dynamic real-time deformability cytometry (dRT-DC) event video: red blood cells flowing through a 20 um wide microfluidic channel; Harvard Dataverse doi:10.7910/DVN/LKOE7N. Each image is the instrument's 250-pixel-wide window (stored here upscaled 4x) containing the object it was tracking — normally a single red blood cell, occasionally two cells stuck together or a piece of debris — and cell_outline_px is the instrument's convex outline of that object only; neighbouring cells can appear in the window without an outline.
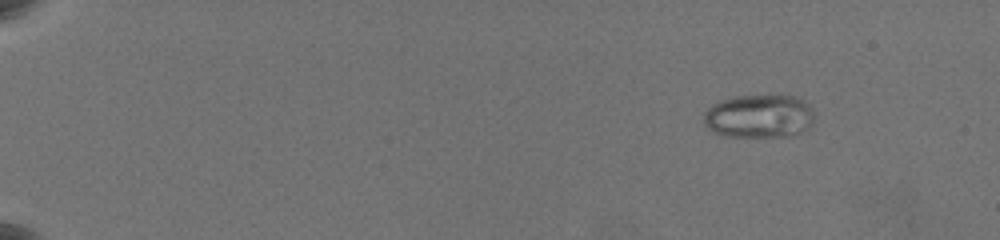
{"species": "common noctule bat (a hibernating species)", "species_latin": "Nyctalus noctula", "temperature_condition": "warm", "stored_images_in_passage": 29, "camera_frame_rate_fps": 3000, "um_per_image_px": 0.085, "animal": {"sex": "female", "body_mass_g": 19.5, "forearm_length_mm": 54.1}, "frame": {"image": 1, "passage_image": 1, "time_ms": 0.0, "image_size_px": [1000, 240], "cell_outline_px": [[812, 120], [800, 132], [784, 136], [732, 136], [716, 132], [708, 128], [704, 124], [704, 112], [712, 104], [720, 100], [736, 96], [792, 96], [808, 104], [812, 108]], "centroid_in_image_um": [64.46, 9.86], "position_along_channel_um": 20.5, "area_um2": 27.22}}
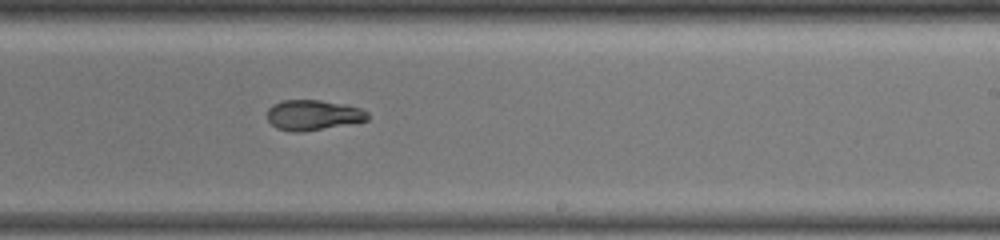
{"frame": {"image": 2, "passage_image": 18, "time_ms": 11.0, "image_size_px": [1000, 240], "cell_outline_px": [[368, 120], [304, 132], [292, 132], [276, 128], [268, 120], [268, 108], [272, 104], [284, 100], [320, 100], [348, 104], [360, 108], [368, 112]], "centroid_in_image_um": [26.61, 9.77], "position_along_channel_um": 262.4, "area_um2": 17.8}}
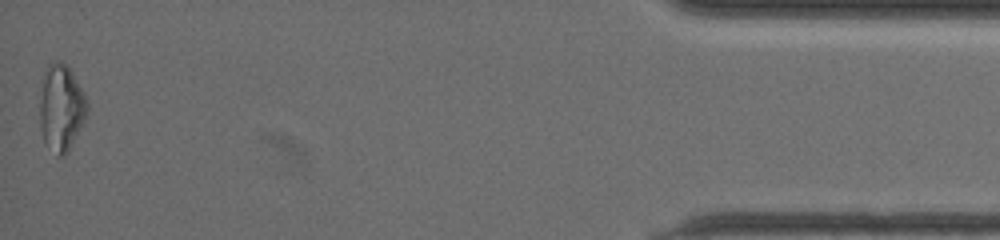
{"frame": {"image": 3, "passage_image": 29, "time_ms": 17.667, "image_size_px": [1000, 240], "cell_outline_px": [[88, 108], [84, 120], [68, 152], [64, 156], [56, 156], [44, 140], [40, 124], [40, 100], [44, 72], [48, 64], [52, 60], [60, 60], [72, 72], [84, 92], [88, 104]], "centroid_in_image_um": [5.2, 9.14], "position_along_channel_um": 430.0, "area_um2": 23.76}, "authors_computed_cell_mechanics": {"area_um2": 19.8832, "velocity_mm_per_s": 3.6233, "shape_relaxation_time_tau1_ms": null, "shape_relaxation_time_tau2_ms": 2.7969, "deformation_change_tau1": null, "deformation_change_tau2": 0.0653}}